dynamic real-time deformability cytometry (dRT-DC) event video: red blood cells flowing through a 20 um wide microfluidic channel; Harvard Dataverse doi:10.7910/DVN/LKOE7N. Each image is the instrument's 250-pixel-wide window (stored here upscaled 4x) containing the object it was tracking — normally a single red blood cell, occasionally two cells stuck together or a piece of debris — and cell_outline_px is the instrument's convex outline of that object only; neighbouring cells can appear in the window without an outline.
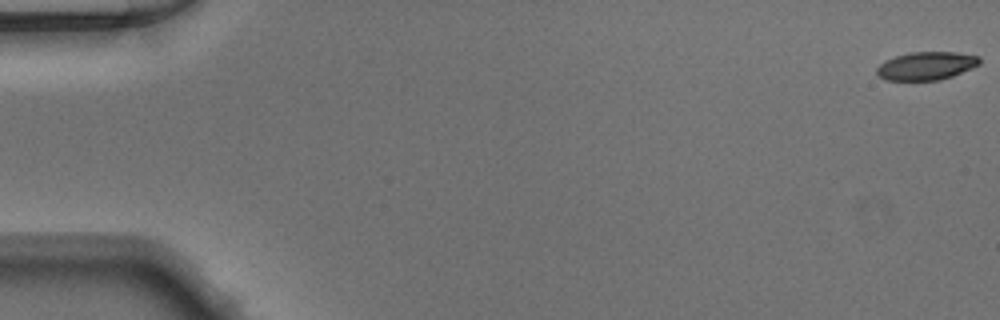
{"species": "Egyptian fruit bat (a non-hibernating species)", "species_latin": "Rousettus aegyptiacus", "temperature_condition": "warm", "stored_images_in_passage": 49, "camera_frame_rate_fps": 3000, "um_per_image_px": 0.085, "animal": {"sex": "male"}, "frame": {"image": 1, "passage_image": 1, "time_ms": 0.0, "image_size_px": [1000, 320], "cell_outline_px": [[980, 64], [972, 68], [952, 76], [940, 80], [884, 80], [876, 72], [876, 68], [884, 60], [908, 52], [956, 52], [980, 56]], "centroid_in_image_um": [78.73, 5.59], "position_along_channel_um": 6.3, "area_um2": 16.94}}
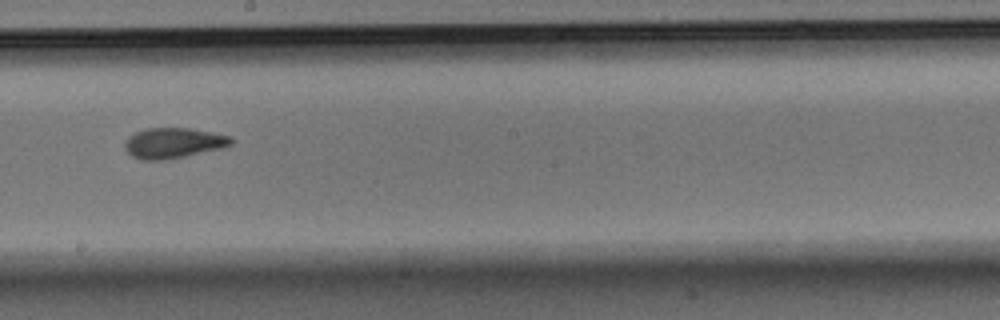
{"frame": {"image": 2, "passage_image": 29, "time_ms": 9.333, "image_size_px": [1000, 320], "cell_outline_px": [[236, 140], [232, 144], [220, 148], [168, 160], [140, 160], [132, 156], [124, 148], [124, 140], [128, 136], [144, 128], [188, 128], [212, 132], [232, 136]], "centroid_in_image_um": [14.72, 12.15], "position_along_channel_um": 233.5, "area_um2": 19.07}}
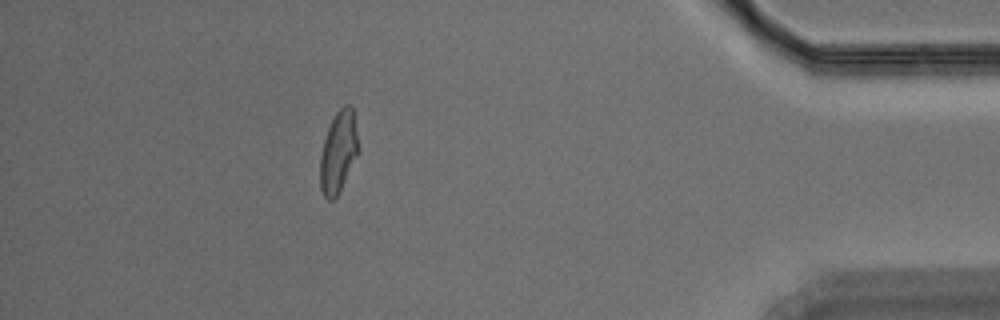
{"frame": {"image": 3, "passage_image": 45, "time_ms": 14.667, "image_size_px": [1000, 320], "cell_outline_px": [[360, 152], [340, 192], [332, 200], [328, 200], [324, 196], [320, 188], [320, 156], [324, 140], [328, 128], [336, 112], [344, 104], [348, 104], [352, 108], [360, 148]], "centroid_in_image_um": [28.78, 12.95], "position_along_channel_um": 406.4, "area_um2": 18.44}}